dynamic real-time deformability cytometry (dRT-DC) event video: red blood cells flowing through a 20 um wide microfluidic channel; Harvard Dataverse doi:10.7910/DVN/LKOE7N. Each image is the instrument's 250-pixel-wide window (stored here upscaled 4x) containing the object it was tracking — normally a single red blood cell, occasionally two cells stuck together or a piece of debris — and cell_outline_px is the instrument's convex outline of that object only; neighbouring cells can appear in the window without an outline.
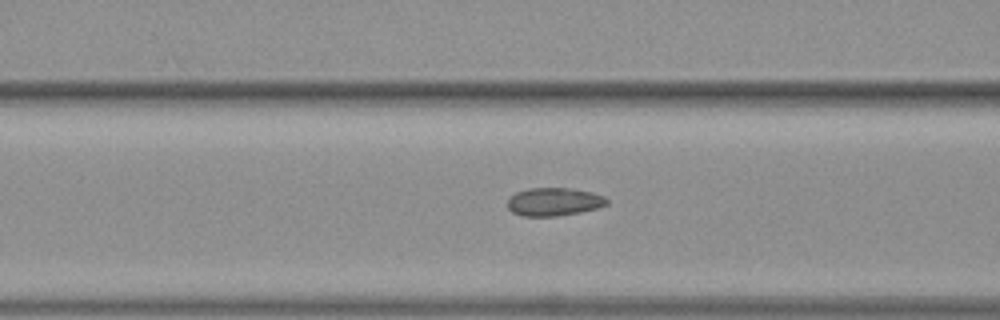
{"species": "common noctule bat (a hibernating species)", "species_latin": "Nyctalus noctula", "temperature_condition": "warm", "stored_images_in_passage": 32, "camera_frame_rate_fps": 3000, "um_per_image_px": 0.085, "animal": {"sex": "female", "body_mass_g": 19.3, "forearm_length_mm": 54.1}, "frame": {"image": 1, "passage_image": 11, "time_ms": 3.333, "image_size_px": [1000, 320], "cell_outline_px": [[608, 204], [596, 208], [580, 212], [556, 216], [520, 216], [512, 212], [508, 208], [508, 200], [516, 192], [528, 188], [568, 188], [592, 192], [604, 196], [608, 200]], "centroid_in_image_um": [47.08, 17.15], "position_along_channel_um": 119.5, "area_um2": 16.24}}
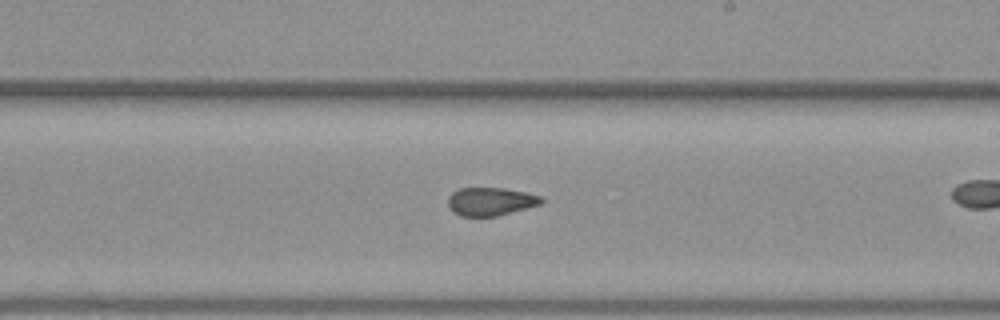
{"frame": {"image": 2, "passage_image": 21, "time_ms": 6.667, "image_size_px": [1000, 320], "cell_outline_px": [[544, 200], [540, 204], [496, 216], [460, 216], [452, 212], [448, 204], [448, 196], [452, 192], [460, 188], [504, 188], [524, 192], [540, 196]], "centroid_in_image_um": [41.65, 17.12], "position_along_channel_um": 247.4, "area_um2": 15.2}}
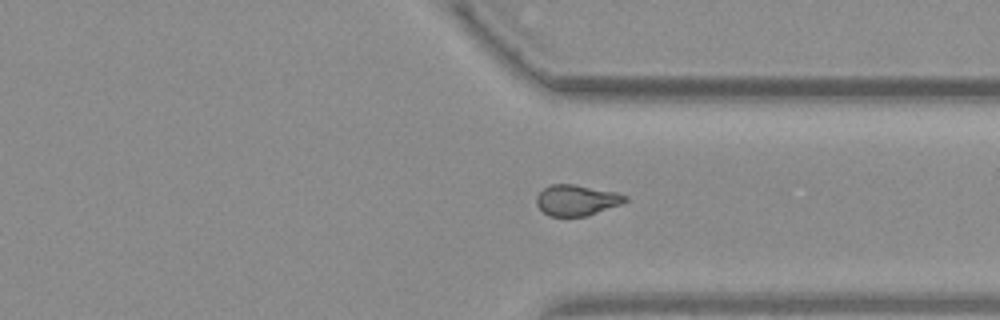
{"frame": {"image": 3, "passage_image": 30, "time_ms": 9.667, "image_size_px": [1000, 320], "cell_outline_px": [[628, 200], [620, 204], [588, 216], [548, 216], [536, 204], [536, 196], [544, 188], [552, 184], [572, 184], [616, 192], [628, 196]], "centroid_in_image_um": [49.01, 17.02], "position_along_channel_um": 362.4, "area_um2": 15.84}}